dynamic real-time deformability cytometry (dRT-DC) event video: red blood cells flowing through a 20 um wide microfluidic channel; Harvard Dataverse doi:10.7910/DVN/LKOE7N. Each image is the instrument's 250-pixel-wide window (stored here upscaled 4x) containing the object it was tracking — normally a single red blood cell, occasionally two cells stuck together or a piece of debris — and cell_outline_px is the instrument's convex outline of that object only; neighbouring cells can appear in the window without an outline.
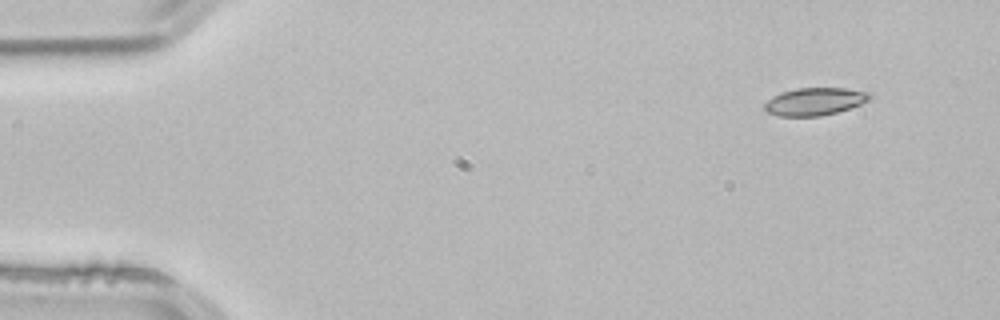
{"species": "common noctule bat (a hibernating species)", "species_latin": "Nyctalus noctula", "temperature_condition": "room temperature", "stored_images_in_passage": 3, "segment_of_instrument_passage": [1, 2], "camera_frame_rate_fps": 3000, "um_per_image_px": 0.085, "animal": {"sex": "male", "body_mass_g": 21.5, "forearm_length_mm": 52.0}, "frame": {"image": 1, "passage_image": 1, "time_ms": 0.0, "image_size_px": [1000, 320], "cell_outline_px": [[872, 96], [868, 100], [860, 104], [836, 112], [820, 116], [780, 116], [768, 112], [764, 108], [764, 104], [772, 96], [780, 92], [796, 88], [844, 88], [872, 92]], "centroid_in_image_um": [69.25, 8.61], "position_along_channel_um": 15.7, "area_um2": 16.88}}